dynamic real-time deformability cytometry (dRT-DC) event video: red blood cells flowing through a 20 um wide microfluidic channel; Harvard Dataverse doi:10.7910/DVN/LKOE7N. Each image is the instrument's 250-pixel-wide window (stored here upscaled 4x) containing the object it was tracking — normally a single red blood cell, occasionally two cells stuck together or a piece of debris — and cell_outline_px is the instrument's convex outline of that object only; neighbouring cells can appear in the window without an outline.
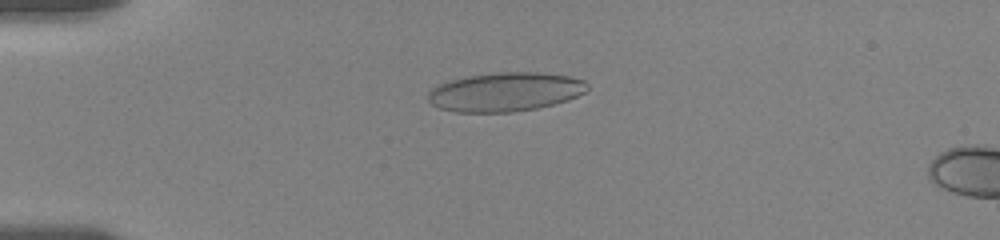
{"species": "human", "species_latin": "Homo sapiens", "temperature_condition": "room temperature", "stored_images_in_passage": 9, "camera_frame_rate_fps": 3000, "um_per_image_px": 0.085, "donor": {"sex": "female"}, "frame": {"image": 1, "passage_image": 2, "time_ms": 0.333, "image_size_px": [1000, 240], "cell_outline_px": [[588, 88], [584, 92], [568, 100], [536, 108], [512, 112], [456, 112], [440, 108], [432, 104], [428, 100], [428, 92], [440, 84], [452, 80], [468, 76], [500, 72], [536, 72], [572, 76], [584, 80], [588, 84]], "centroid_in_image_um": [42.97, 7.81], "position_along_channel_um": 42.0, "area_um2": 35.95}}